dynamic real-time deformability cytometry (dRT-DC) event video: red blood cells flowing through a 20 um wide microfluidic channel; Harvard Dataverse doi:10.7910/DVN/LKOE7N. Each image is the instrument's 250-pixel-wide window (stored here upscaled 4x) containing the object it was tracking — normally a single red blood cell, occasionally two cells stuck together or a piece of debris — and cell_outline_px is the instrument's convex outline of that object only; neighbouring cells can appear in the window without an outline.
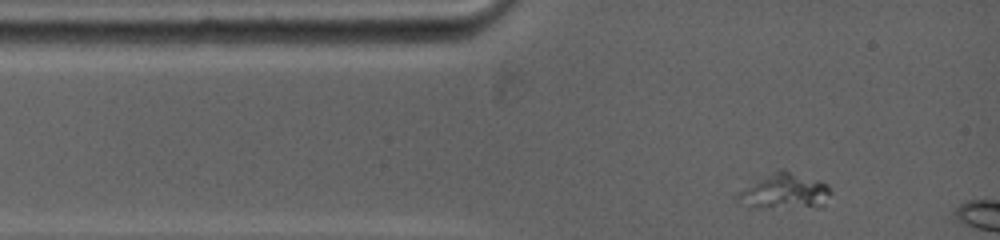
{"species": "common noctule bat (a hibernating species)", "species_latin": "Nyctalus noctula", "temperature_condition": "warm", "stored_images_in_passage": 3, "camera_frame_rate_fps": 5000, "um_per_image_px": 0.085, "animal": {"sex": "female", "body_mass_g": 19.0, "forearm_length_mm": 53.3}, "frame": {"image": 1, "passage_image": 1, "time_ms": 0.0, "image_size_px": [1000, 240], "cell_outline_px": [[828, 192], [812, 204], [756, 208], [736, 200], [740, 192], [776, 172], [784, 168], [816, 180], [824, 184], [828, 188]], "centroid_in_image_um": [66.57, 16.22], "position_along_channel_um": 18.4, "area_um2": 16.76}}